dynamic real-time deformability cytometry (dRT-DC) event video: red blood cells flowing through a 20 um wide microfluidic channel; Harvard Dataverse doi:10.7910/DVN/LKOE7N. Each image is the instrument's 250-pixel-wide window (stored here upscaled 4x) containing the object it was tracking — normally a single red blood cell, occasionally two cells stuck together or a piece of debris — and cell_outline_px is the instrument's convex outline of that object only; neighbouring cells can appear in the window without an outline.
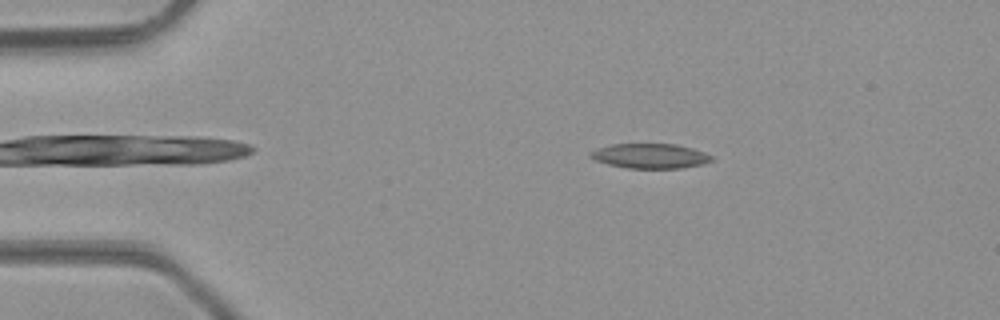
{"species": "common noctule bat (a hibernating species)", "species_latin": "Nyctalus noctula", "temperature_condition": "room temperature", "stored_images_in_passage": 45, "camera_frame_rate_fps": 3000, "um_per_image_px": 0.085, "animal": {"sex": "male", "body_mass_g": 23.1, "forearm_length_mm": 52.7}, "frame": {"image": 1, "passage_image": 6, "time_ms": 1.667, "image_size_px": [1000, 320], "cell_outline_px": [[712, 160], [700, 164], [680, 168], [628, 168], [608, 164], [596, 160], [588, 156], [588, 152], [596, 148], [612, 144], [676, 144], [692, 148], [704, 152], [712, 156]], "centroid_in_image_um": [55.21, 13.25], "position_along_channel_um": 29.8, "area_um2": 17.4}}
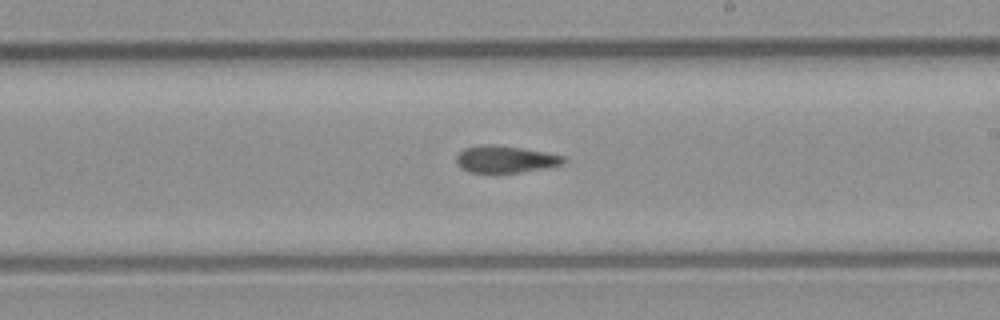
{"frame": {"image": 2, "passage_image": 25, "time_ms": 8.0, "image_size_px": [1000, 320], "cell_outline_px": [[564, 160], [560, 164], [520, 172], [468, 172], [460, 168], [456, 164], [456, 156], [464, 148], [480, 144], [496, 144], [544, 152], [564, 156]], "centroid_in_image_um": [42.84, 13.52], "position_along_channel_um": 246.2, "area_um2": 16.59}}
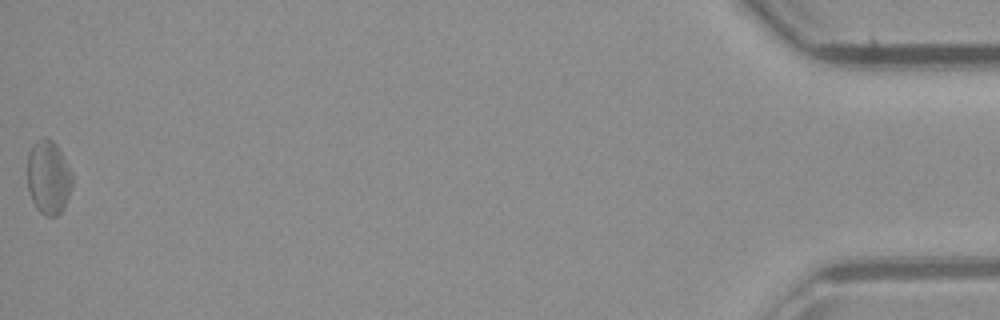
{"frame": {"image": 3, "passage_image": 45, "time_ms": 14.667, "image_size_px": [1000, 320], "cell_outline_px": [[72, 184], [64, 208], [56, 216], [44, 216], [36, 208], [32, 200], [28, 188], [28, 152], [32, 144], [36, 140], [44, 136], [52, 140], [56, 144], [72, 172]], "centroid_in_image_um": [4.11, 15.06], "position_along_channel_um": 431.1, "area_um2": 19.36}, "authors_computed_cell_mechanics": {"area_um2": 17.5134, "velocity_mm_per_s": 4.3185, "shape_relaxation_time_tau1_ms": null, "shape_relaxation_time_tau2_ms": 5.5096, "deformation_change_tau1": null, "deformation_change_tau2": 0.1444}}